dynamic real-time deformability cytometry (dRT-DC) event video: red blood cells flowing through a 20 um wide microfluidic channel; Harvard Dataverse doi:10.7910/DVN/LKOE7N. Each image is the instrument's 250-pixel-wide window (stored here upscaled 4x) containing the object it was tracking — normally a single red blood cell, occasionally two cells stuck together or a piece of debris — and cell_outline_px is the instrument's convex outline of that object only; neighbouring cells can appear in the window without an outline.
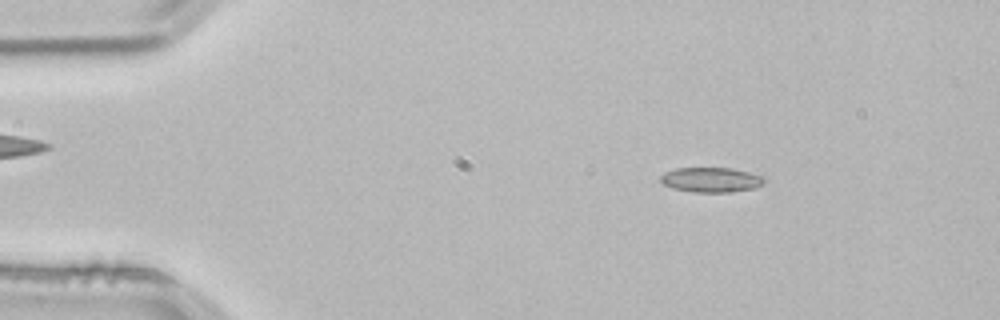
{"species": "common noctule bat (a hibernating species)", "species_latin": "Nyctalus noctula", "temperature_condition": "room temperature", "stored_images_in_passage": 52, "camera_frame_rate_fps": 3000, "um_per_image_px": 0.085, "animal": {"sex": "male", "body_mass_g": 21.5, "forearm_length_mm": 52.0}, "frame": {"image": 1, "passage_image": 7, "time_ms": 2.0, "image_size_px": [1000, 320], "cell_outline_px": [[768, 180], [764, 184], [756, 188], [732, 192], [692, 192], [672, 188], [664, 184], [660, 180], [660, 176], [664, 172], [676, 168], [732, 168], [764, 176]], "centroid_in_image_um": [60.49, 15.28], "position_along_channel_um": 24.5, "area_um2": 15.26}}
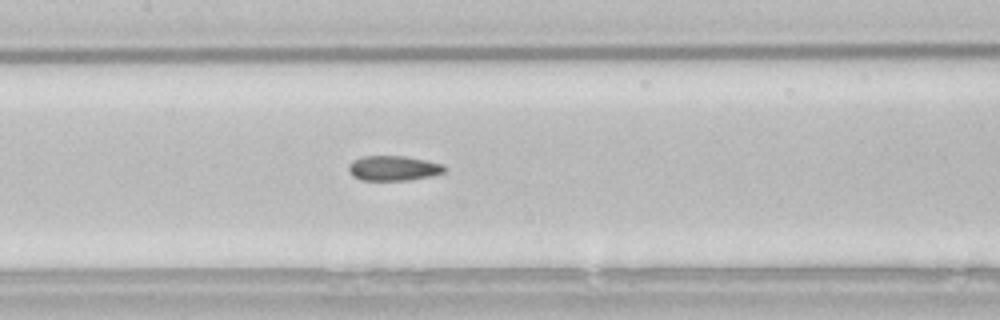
{"frame": {"image": 2, "passage_image": 24, "time_ms": 7.667, "image_size_px": [1000, 320], "cell_outline_px": [[448, 168], [444, 172], [432, 176], [408, 180], [360, 180], [352, 176], [348, 172], [348, 164], [352, 160], [360, 156], [404, 156], [444, 164]], "centroid_in_image_um": [33.42, 14.29], "position_along_channel_um": 174.0, "area_um2": 14.16}}
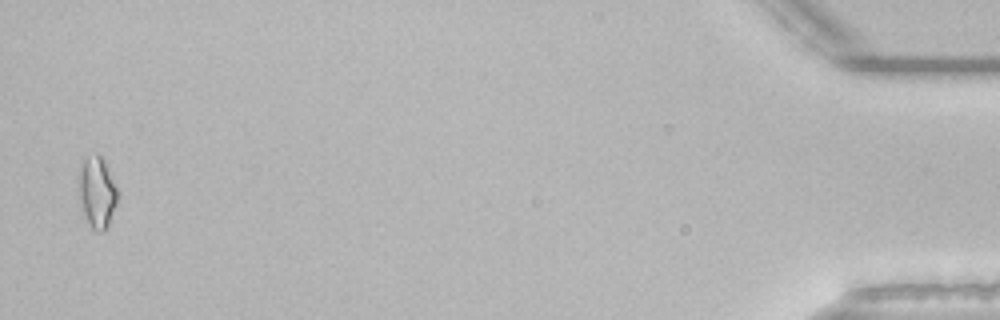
{"frame": {"image": 3, "passage_image": 51, "time_ms": 16.667, "image_size_px": [1000, 320], "cell_outline_px": [[120, 192], [108, 228], [104, 232], [96, 232], [88, 224], [80, 208], [76, 192], [76, 176], [84, 160], [88, 156], [96, 152], [104, 160]], "centroid_in_image_um": [8.21, 16.36], "position_along_channel_um": 427.0, "area_um2": 17.17}, "authors_computed_cell_mechanics": {"area_um2": 14.161, "velocity_mm_per_s": 3.8465, "shape_relaxation_time_tau1_ms": null, "shape_relaxation_time_tau2_ms": 2.4873, "deformation_change_tau1": null, "deformation_change_tau2": 0.074}}